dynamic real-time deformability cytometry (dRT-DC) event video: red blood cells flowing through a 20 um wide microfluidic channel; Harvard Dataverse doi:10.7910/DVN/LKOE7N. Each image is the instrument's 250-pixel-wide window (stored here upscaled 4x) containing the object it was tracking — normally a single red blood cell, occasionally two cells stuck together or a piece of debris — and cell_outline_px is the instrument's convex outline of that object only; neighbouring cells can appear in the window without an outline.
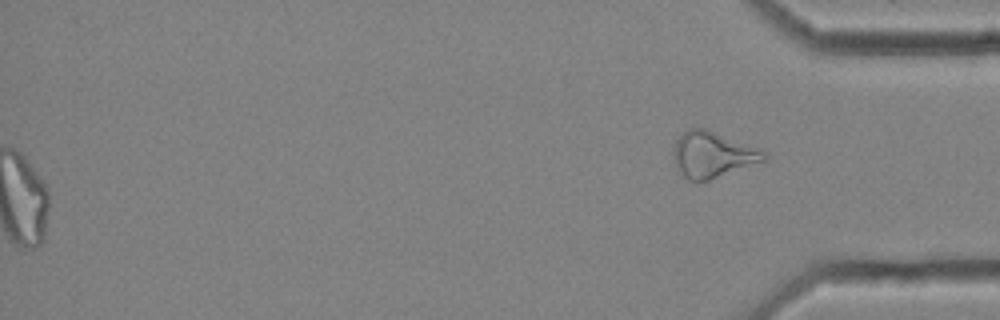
{"species": "common noctule bat (a hibernating species)", "species_latin": "Nyctalus noctula", "temperature_condition": "cold", "stored_images_in_passage": 59, "segment_of_instrument_passage": [3, 3], "camera_frame_rate_fps": 3000, "um_per_image_px": 0.085, "animal": {"sex": "female", "body_mass_g": 25.1}, "frame": {"image": 1, "passage_image": 59, "time_ms": 19.333, "image_size_px": [1000, 320], "cell_outline_px": [[768, 156], [764, 160], [708, 180], [696, 184], [688, 180], [684, 176], [676, 164], [672, 152], [676, 140], [688, 128], [708, 128], [768, 152]], "centroid_in_image_um": [60.55, 13.13], "position_along_channel_um": 374.6, "area_um2": 24.16}}